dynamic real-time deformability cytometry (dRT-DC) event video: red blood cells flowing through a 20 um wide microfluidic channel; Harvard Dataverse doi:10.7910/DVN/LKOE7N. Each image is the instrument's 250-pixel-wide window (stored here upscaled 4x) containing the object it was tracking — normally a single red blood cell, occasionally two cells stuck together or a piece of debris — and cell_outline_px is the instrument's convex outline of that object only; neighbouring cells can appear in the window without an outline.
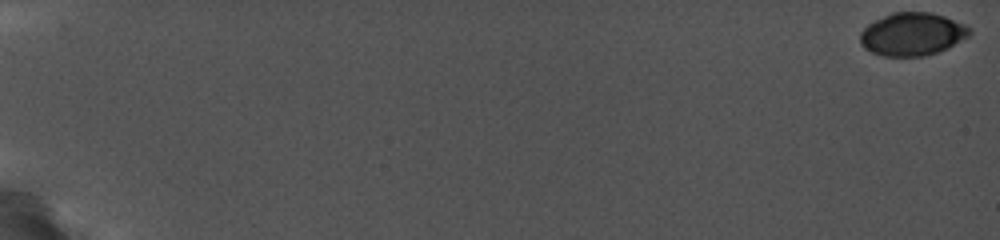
{"species": "common noctule bat (a hibernating species)", "species_latin": "Nyctalus noctula", "temperature_condition": "cold", "stored_images_in_passage": 10, "camera_frame_rate_fps": 5000, "um_per_image_px": 0.085, "animal": {"sex": "female", "body_mass_g": 19.0, "forearm_length_mm": 56.7}, "frame": {"image": 1, "passage_image": 1, "time_ms": 0.0, "image_size_px": [1000, 240], "cell_outline_px": [[972, 32], [968, 36], [948, 48], [924, 56], [884, 56], [872, 52], [864, 48], [860, 44], [860, 32], [868, 24], [892, 12], [932, 12], [944, 16], [964, 24], [972, 28]], "centroid_in_image_um": [77.54, 2.9], "position_along_channel_um": 7.5, "area_um2": 27.34}}
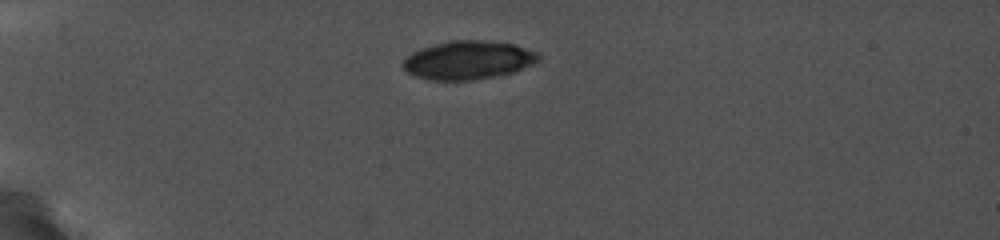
{"frame": {"image": 2, "passage_image": 9, "time_ms": 5.6, "image_size_px": [1000, 240], "cell_outline_px": [[540, 60], [532, 64], [512, 72], [472, 80], [432, 80], [416, 76], [408, 72], [404, 68], [404, 60], [412, 52], [420, 48], [448, 40], [484, 40], [516, 44], [540, 52]], "centroid_in_image_um": [39.83, 5.08], "position_along_channel_um": 45.2, "area_um2": 30.35}}